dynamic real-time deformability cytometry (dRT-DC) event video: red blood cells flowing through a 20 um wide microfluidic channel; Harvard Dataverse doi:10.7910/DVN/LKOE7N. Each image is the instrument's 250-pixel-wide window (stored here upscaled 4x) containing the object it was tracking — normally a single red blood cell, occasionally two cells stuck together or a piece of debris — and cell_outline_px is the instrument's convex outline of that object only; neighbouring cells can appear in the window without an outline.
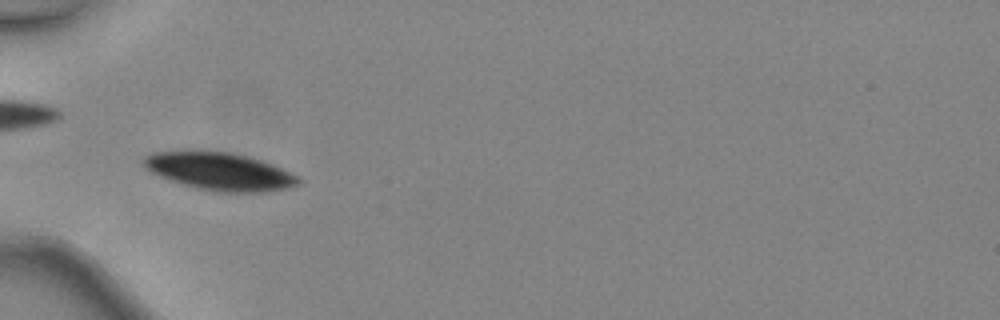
{"species": "common noctule bat (a hibernating species)", "species_latin": "Nyctalus noctula", "temperature_condition": "warm", "stored_images_in_passage": 36, "camera_frame_rate_fps": 3000, "um_per_image_px": 0.085, "animal": {"sex": "female", "body_mass_g": 24.6, "forearm_length_mm": 56.2}, "frame": {"image": 1, "passage_image": 9, "time_ms": 2.667, "image_size_px": [1000, 320], "cell_outline_px": [[304, 180], [300, 184], [288, 188], [264, 192], [216, 192], [196, 188], [168, 180], [144, 168], [140, 164], [140, 160], [144, 156], [152, 152], [184, 148], [204, 148], [232, 152], [248, 156], [272, 164]], "centroid_in_image_um": [18.55, 14.51], "position_along_channel_um": 66.4, "area_um2": 35.37}}
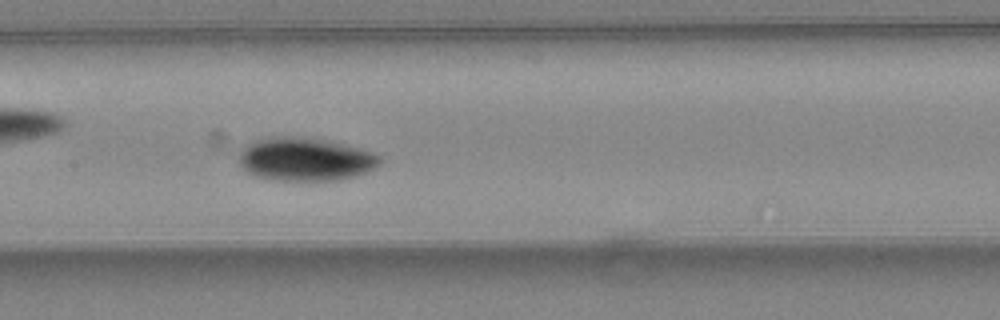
{"frame": {"image": 2, "passage_image": 17, "time_ms": 5.333, "image_size_px": [1000, 320], "cell_outline_px": [[380, 164], [364, 172], [340, 180], [272, 180], [256, 176], [248, 172], [236, 160], [236, 156], [240, 148], [256, 140], [276, 136], [292, 136], [324, 140], [360, 148], [372, 152], [380, 156]], "centroid_in_image_um": [25.87, 13.53], "position_along_channel_um": 181.5, "area_um2": 35.43}}
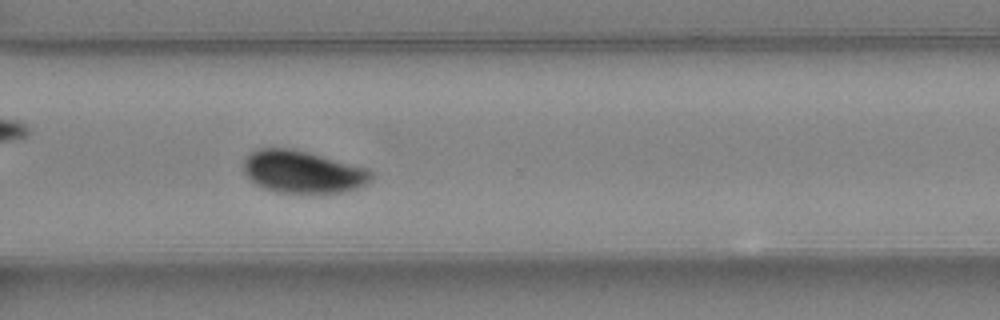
{"frame": {"image": 3, "passage_image": 28, "time_ms": 9.0, "image_size_px": [1000, 320], "cell_outline_px": [[376, 172], [372, 180], [368, 184], [344, 192], [324, 196], [312, 196], [276, 192], [264, 188], [248, 180], [244, 172], [244, 156], [248, 152], [256, 148], [292, 148], [308, 152], [368, 168]], "centroid_in_image_um": [25.76, 14.65], "position_along_channel_um": 344.8, "area_um2": 33.12}}